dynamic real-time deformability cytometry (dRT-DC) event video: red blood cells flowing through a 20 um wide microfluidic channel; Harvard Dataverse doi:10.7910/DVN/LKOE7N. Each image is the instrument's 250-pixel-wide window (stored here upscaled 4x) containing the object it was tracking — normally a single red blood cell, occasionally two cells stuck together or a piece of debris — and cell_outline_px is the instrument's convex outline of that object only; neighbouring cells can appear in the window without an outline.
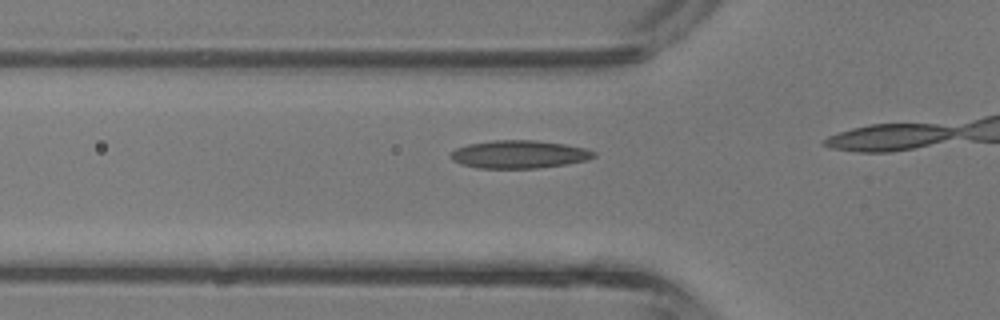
{"species": "common noctule bat (a hibernating species)", "species_latin": "Nyctalus noctula", "temperature_condition": "room temperature", "stored_images_in_passage": 12, "camera_frame_rate_fps": 3000, "um_per_image_px": 0.085, "animal": {"sex": "male", "body_mass_g": 13.3}, "frame": {"image": 1, "passage_image": 10, "time_ms": 3.0, "image_size_px": [1000, 320], "cell_outline_px": [[596, 156], [588, 160], [568, 164], [536, 168], [476, 168], [460, 164], [452, 160], [448, 156], [456, 148], [468, 144], [492, 140], [536, 140], [564, 144], [584, 148], [596, 152]], "centroid_in_image_um": [44.11, 13.12], "position_along_channel_um": 81.7, "area_um2": 23.47}}